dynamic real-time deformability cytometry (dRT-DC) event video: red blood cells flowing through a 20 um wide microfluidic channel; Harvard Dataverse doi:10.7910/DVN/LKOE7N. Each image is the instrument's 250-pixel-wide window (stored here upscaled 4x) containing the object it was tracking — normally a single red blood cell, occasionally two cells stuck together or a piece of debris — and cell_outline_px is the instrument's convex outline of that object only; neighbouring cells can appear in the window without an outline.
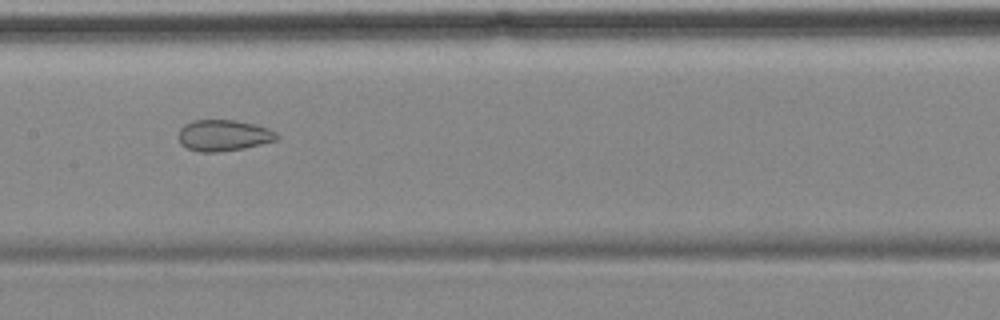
{"species": "common noctule bat (a hibernating species)", "species_latin": "Nyctalus noctula", "temperature_condition": "cold", "stored_images_in_passage": 11, "camera_frame_rate_fps": 3000, "um_per_image_px": 0.085, "animal": {"sex": "female", "body_mass_g": 18.4}, "frame": {"image": 1, "passage_image": 4, "time_ms": 3.667, "image_size_px": [1000, 320], "cell_outline_px": [[280, 136], [276, 140], [244, 148], [220, 152], [200, 152], [188, 148], [180, 144], [180, 128], [184, 124], [192, 120], [236, 120], [256, 124], [268, 128], [276, 132]], "centroid_in_image_um": [19.02, 11.5], "position_along_channel_um": 188.4, "area_um2": 17.92}}
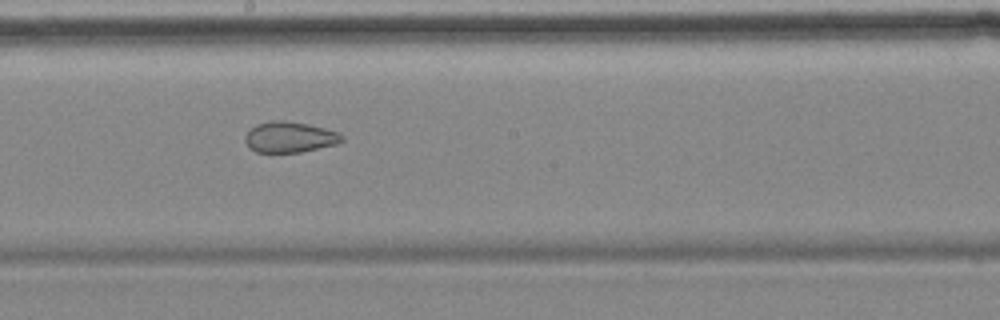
{"frame": {"image": 2, "passage_image": 5, "time_ms": 4.667, "image_size_px": [1000, 320], "cell_outline_px": [[344, 140], [336, 144], [300, 152], [256, 152], [248, 148], [244, 140], [244, 136], [256, 124], [272, 120], [284, 120], [308, 124], [324, 128], [336, 132], [344, 136]], "centroid_in_image_um": [24.59, 11.65], "position_along_channel_um": 223.6, "area_um2": 17.34}, "authors_computed_cell_mechanics": {"area_um2": 20.808, "velocity_mm_per_s": 3.5497, "shape_relaxation_time_tau1_ms": null, "shape_relaxation_time_tau2_ms": 1.3361, "deformation_change_tau1": null, "deformation_change_tau2": 0.0525}}